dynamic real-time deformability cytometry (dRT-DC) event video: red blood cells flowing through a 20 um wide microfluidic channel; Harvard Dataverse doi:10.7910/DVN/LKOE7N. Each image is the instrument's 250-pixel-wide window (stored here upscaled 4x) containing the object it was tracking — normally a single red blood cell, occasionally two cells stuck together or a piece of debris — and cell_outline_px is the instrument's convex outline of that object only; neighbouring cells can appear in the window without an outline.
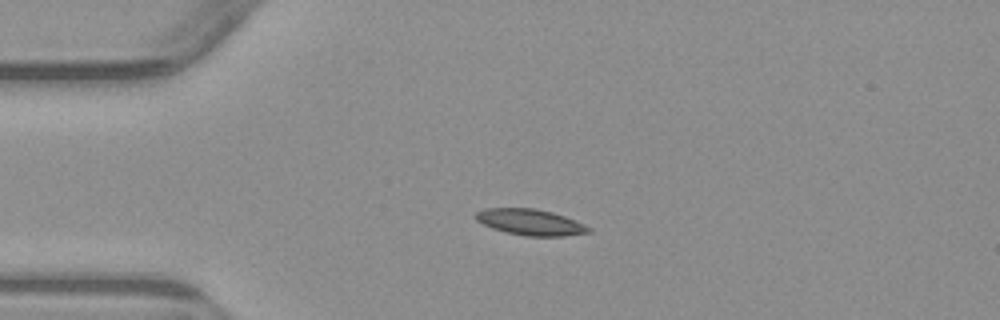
{"species": "common noctule bat (a hibernating species)", "species_latin": "Nyctalus noctula", "temperature_condition": "warm", "stored_images_in_passage": 4, "camera_frame_rate_fps": 3000, "um_per_image_px": 0.085, "animal": {"sex": "male", "body_mass_g": 23.1, "forearm_length_mm": 52.7}, "frame": {"image": 1, "passage_image": 3, "time_ms": 3.0, "image_size_px": [1000, 320], "cell_outline_px": [[592, 232], [564, 236], [528, 236], [504, 232], [492, 228], [476, 220], [472, 216], [476, 212], [484, 208], [536, 208], [552, 212], [564, 216], [584, 224], [592, 228]], "centroid_in_image_um": [45.06, 18.88], "position_along_channel_um": 39.9, "area_um2": 17.28}}